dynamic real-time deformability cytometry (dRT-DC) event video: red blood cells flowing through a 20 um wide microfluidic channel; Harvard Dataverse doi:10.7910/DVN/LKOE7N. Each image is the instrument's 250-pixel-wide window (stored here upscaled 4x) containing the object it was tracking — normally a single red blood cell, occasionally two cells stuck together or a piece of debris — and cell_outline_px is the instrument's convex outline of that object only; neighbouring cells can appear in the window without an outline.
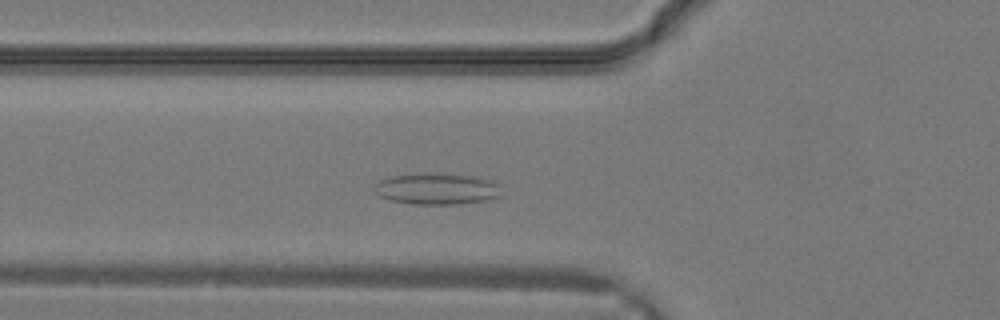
{"species": "common noctule bat (a hibernating species)", "species_latin": "Nyctalus noctula", "temperature_condition": "warm", "stored_images_in_passage": 17, "camera_frame_rate_fps": 3000, "um_per_image_px": 0.085, "animal": {"sex": "male", "body_mass_g": 19.2, "forearm_length_mm": 51.8}, "frame": {"image": 1, "passage_image": 7, "time_ms": 2.0, "image_size_px": [1000, 320], "cell_outline_px": [[500, 196], [484, 200], [460, 204], [412, 204], [388, 200], [380, 196], [372, 188], [380, 180], [388, 176], [420, 172], [440, 172], [476, 176], [492, 180], [500, 184]], "centroid_in_image_um": [37.11, 16.02], "position_along_channel_um": 88.7, "area_um2": 23.87}}
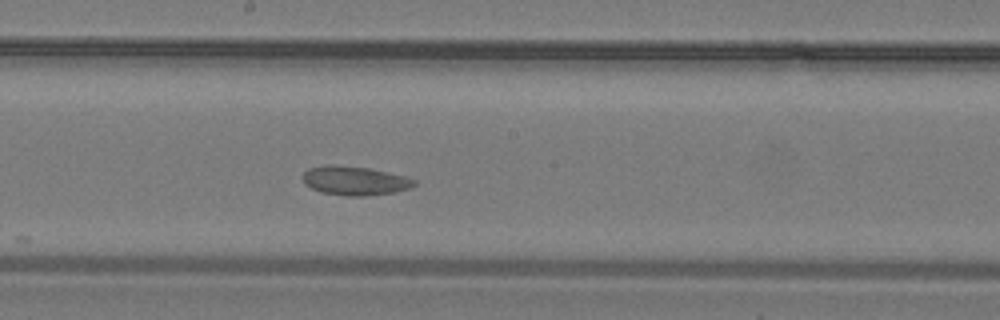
{"frame": {"image": 2, "passage_image": 13, "time_ms": 4.0, "image_size_px": [1000, 320], "cell_outline_px": [[416, 184], [412, 188], [396, 192], [364, 196], [348, 196], [320, 192], [304, 184], [304, 172], [308, 168], [328, 164], [332, 164], [368, 168], [388, 172], [404, 176], [416, 180]], "centroid_in_image_um": [30.17, 15.36], "position_along_channel_um": 218.0, "area_um2": 18.9}}
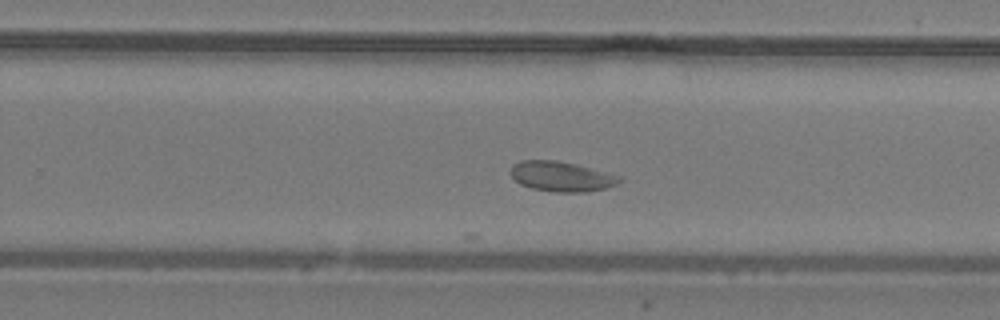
{"frame": {"image": 3, "passage_image": 16, "time_ms": 5.0, "image_size_px": [1000, 320], "cell_outline_px": [[624, 180], [608, 188], [588, 192], [556, 192], [532, 188], [520, 184], [508, 172], [512, 164], [520, 160], [556, 160], [576, 164], [620, 176]], "centroid_in_image_um": [47.71, 15.0], "position_along_channel_um": 282.1, "area_um2": 19.19}}